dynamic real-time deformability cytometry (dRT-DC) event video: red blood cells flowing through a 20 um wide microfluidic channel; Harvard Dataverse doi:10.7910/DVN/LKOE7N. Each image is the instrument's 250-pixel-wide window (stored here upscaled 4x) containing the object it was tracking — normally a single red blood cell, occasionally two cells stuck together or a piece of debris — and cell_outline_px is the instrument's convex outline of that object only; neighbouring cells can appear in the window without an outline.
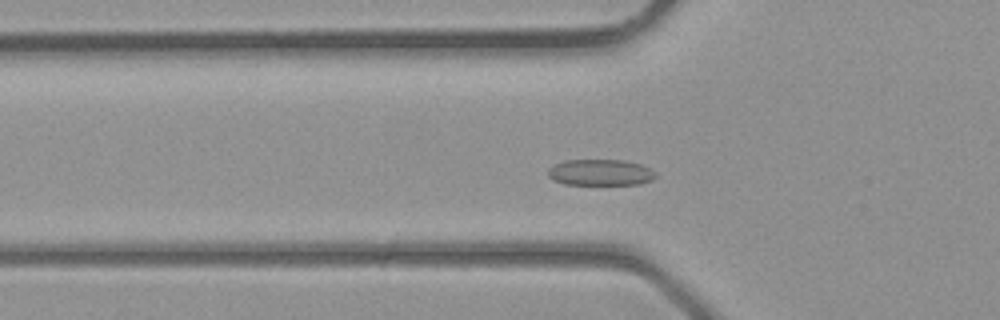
{"species": "common noctule bat (a hibernating species)", "species_latin": "Nyctalus noctula", "temperature_condition": "room temperature", "stored_images_in_passage": 33, "camera_frame_rate_fps": 3000, "um_per_image_px": 0.085, "animal": {"sex": "male", "body_mass_g": 23.1, "forearm_length_mm": 52.7}, "frame": {"image": 1, "passage_image": 5, "time_ms": 1.333, "image_size_px": [1000, 320], "cell_outline_px": [[656, 176], [652, 180], [640, 184], [564, 184], [552, 180], [548, 176], [548, 168], [552, 164], [564, 160], [624, 160], [640, 164], [656, 172]], "centroid_in_image_um": [50.99, 14.65], "position_along_channel_um": 74.8, "area_um2": 16.53}}
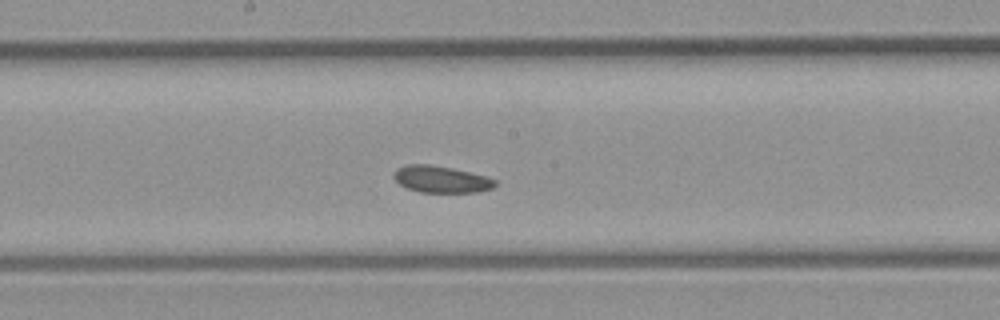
{"frame": {"image": 2, "passage_image": 13, "time_ms": 4.0, "image_size_px": [1000, 320], "cell_outline_px": [[496, 184], [492, 188], [476, 192], [420, 192], [408, 188], [400, 184], [392, 176], [396, 168], [408, 164], [428, 164], [452, 168], [484, 176], [496, 180]], "centroid_in_image_um": [37.46, 15.23], "position_along_channel_um": 210.7, "area_um2": 15.61}}
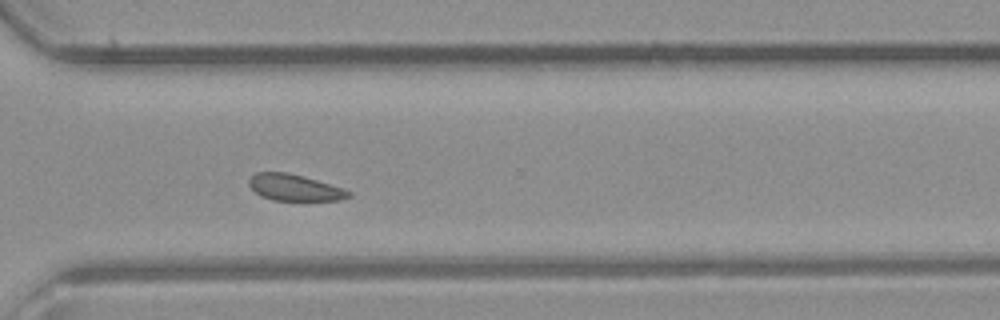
{"frame": {"image": 3, "passage_image": 21, "time_ms": 6.667, "image_size_px": [1000, 320], "cell_outline_px": [[352, 196], [340, 200], [272, 200], [260, 196], [248, 184], [248, 180], [256, 172], [284, 172], [304, 176], [344, 188], [352, 192]], "centroid_in_image_um": [25.06, 15.94], "position_along_channel_um": 345.5, "area_um2": 15.37}}